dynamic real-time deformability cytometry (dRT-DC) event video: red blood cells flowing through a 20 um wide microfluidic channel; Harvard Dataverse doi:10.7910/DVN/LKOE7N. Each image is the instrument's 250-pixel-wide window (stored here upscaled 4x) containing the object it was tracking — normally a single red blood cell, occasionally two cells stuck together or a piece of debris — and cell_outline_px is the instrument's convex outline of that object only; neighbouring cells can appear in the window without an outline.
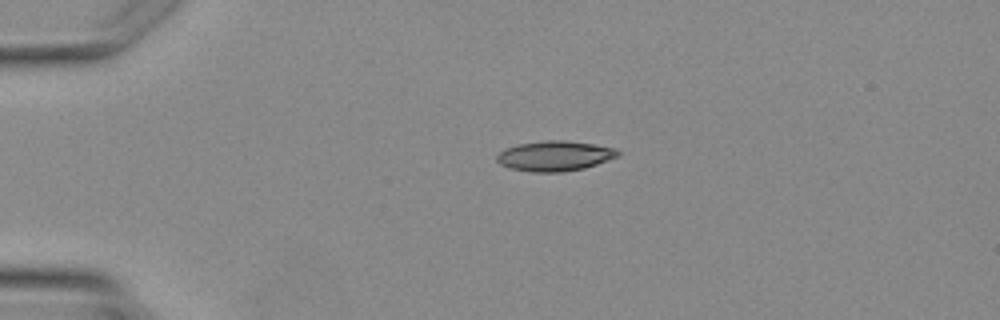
{"species": "Egyptian fruit bat (a non-hibernating species)", "species_latin": "Rousettus aegyptiacus", "temperature_condition": "warm", "stored_images_in_passage": 3, "camera_frame_rate_fps": 3000, "um_per_image_px": 0.085, "animal": {"sex": "female"}, "frame": {"image": 1, "passage_image": 3, "time_ms": 2.667, "image_size_px": [1000, 320], "cell_outline_px": [[620, 152], [616, 156], [596, 164], [584, 168], [564, 172], [532, 172], [512, 168], [500, 164], [496, 160], [496, 156], [504, 148], [520, 144], [544, 140], [564, 140], [592, 144], [612, 148]], "centroid_in_image_um": [47.1, 13.25], "position_along_channel_um": 37.9, "area_um2": 20.92}}